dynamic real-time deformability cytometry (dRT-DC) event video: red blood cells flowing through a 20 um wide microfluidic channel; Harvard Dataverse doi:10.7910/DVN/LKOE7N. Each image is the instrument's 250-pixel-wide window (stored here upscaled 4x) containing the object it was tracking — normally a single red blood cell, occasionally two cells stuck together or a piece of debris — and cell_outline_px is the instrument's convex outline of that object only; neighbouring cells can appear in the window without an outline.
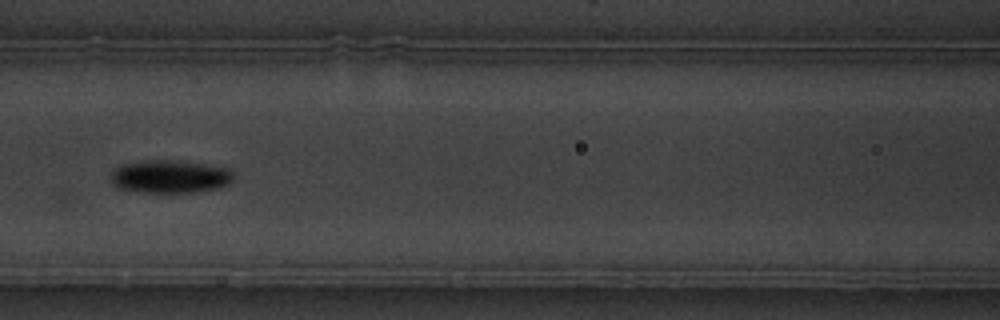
{"species": "common noctule bat (a hibernating species)", "species_latin": "Nyctalus noctula", "temperature_condition": "warm", "stored_images_in_passage": 8, "camera_frame_rate_fps": 3000, "um_per_image_px": 0.085, "animal": {"sex": "male", "body_mass_g": 19.5, "forearm_length_mm": 54.6}, "frame": {"image": 1, "passage_image": 8, "time_ms": 8.333, "image_size_px": [1000, 320], "cell_outline_px": [[232, 180], [228, 184], [220, 188], [200, 192], [144, 192], [120, 188], [112, 184], [112, 172], [116, 168], [124, 164], [148, 160], [172, 160], [204, 164], [228, 168], [232, 172]], "centroid_in_image_um": [14.49, 15.01], "position_along_channel_um": 152.1, "area_um2": 23.35}}